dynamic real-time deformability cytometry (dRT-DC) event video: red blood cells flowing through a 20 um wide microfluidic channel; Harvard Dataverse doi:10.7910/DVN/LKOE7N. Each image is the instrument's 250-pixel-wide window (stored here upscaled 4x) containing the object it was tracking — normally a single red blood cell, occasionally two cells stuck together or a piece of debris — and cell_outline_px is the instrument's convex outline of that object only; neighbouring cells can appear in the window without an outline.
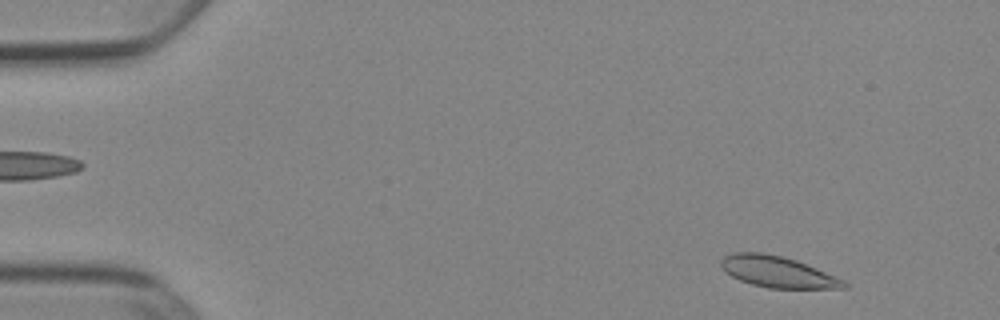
{"species": "Egyptian fruit bat (a non-hibernating species)", "species_latin": "Rousettus aegyptiacus", "temperature_condition": "cold", "stored_images_in_passage": 50, "camera_frame_rate_fps": 3000, "um_per_image_px": 0.085, "animal": {"sex": "female"}, "frame": {"image": 1, "passage_image": 3, "time_ms": 0.667, "image_size_px": [1000, 320], "cell_outline_px": [[848, 288], [768, 288], [752, 284], [740, 280], [724, 272], [720, 264], [720, 260], [724, 256], [732, 252], [764, 252], [796, 260], [816, 268], [844, 280], [848, 284]], "centroid_in_image_um": [66.06, 23.1], "position_along_channel_um": 18.9, "area_um2": 22.31}}
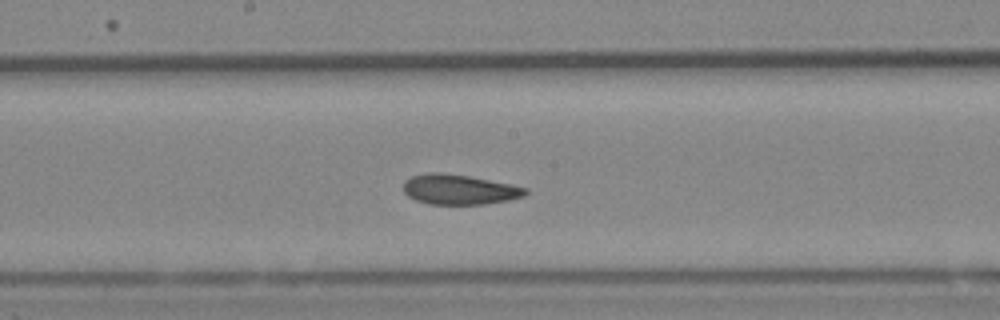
{"frame": {"image": 2, "passage_image": 26, "time_ms": 8.333, "image_size_px": [1000, 320], "cell_outline_px": [[528, 192], [524, 196], [508, 200], [484, 204], [428, 204], [416, 200], [408, 196], [404, 192], [404, 180], [412, 176], [432, 172], [440, 172], [468, 176], [528, 188]], "centroid_in_image_um": [39.02, 16.11], "position_along_channel_um": 209.2, "area_um2": 21.15}}
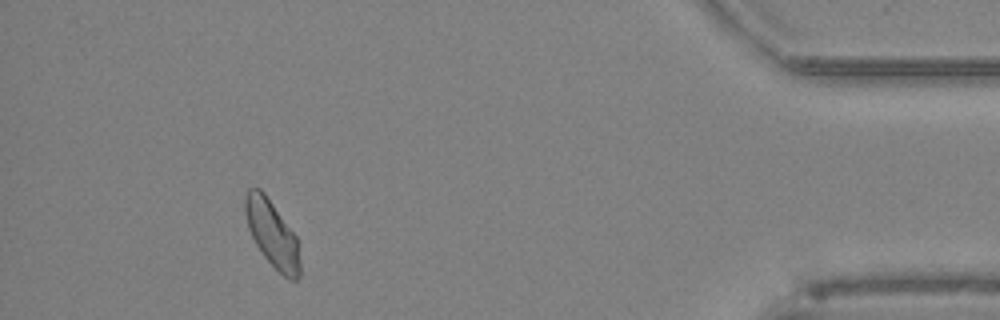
{"frame": {"image": 3, "passage_image": 46, "time_ms": 15.0, "image_size_px": [1000, 320], "cell_outline_px": [[300, 276], [296, 280], [288, 280], [264, 256], [256, 244], [248, 228], [244, 212], [244, 196], [248, 188], [260, 188], [264, 192], [296, 236], [300, 260]], "centroid_in_image_um": [23.12, 19.86], "position_along_channel_um": 412.1, "area_um2": 21.15}, "authors_computed_cell_mechanics": {"area_um2": 22.0796, "velocity_mm_per_s": 3.8626, "shape_relaxation_time_tau1_ms": 10.4273, "shape_relaxation_time_tau2_ms": 2.3236, "deformation_change_tau1": 0.1647, "deformation_change_tau2": 0.0597}}